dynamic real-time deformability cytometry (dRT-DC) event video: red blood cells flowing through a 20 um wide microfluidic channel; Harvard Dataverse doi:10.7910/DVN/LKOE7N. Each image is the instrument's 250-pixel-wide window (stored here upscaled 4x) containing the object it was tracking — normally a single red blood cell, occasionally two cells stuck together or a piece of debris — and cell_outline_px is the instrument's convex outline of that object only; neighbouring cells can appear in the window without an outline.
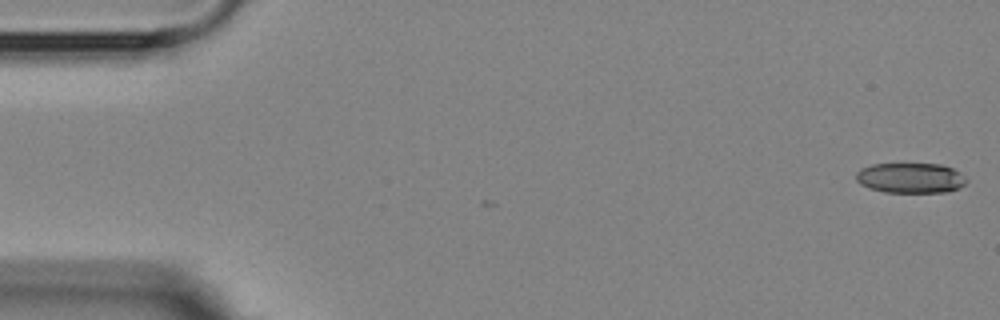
{"species": "Egyptian fruit bat (a non-hibernating species)", "species_latin": "Rousettus aegyptiacus", "temperature_condition": "room temperature", "stored_images_in_passage": 6, "camera_frame_rate_fps": 3000, "um_per_image_px": 0.085, "animal": {"sex": "female"}, "frame": {"image": 1, "passage_image": 1, "time_ms": 0.0, "image_size_px": [1000, 320], "cell_outline_px": [[968, 180], [960, 188], [944, 192], [884, 192], [868, 188], [860, 184], [856, 180], [856, 172], [860, 168], [872, 164], [940, 164], [952, 168], [960, 172]], "centroid_in_image_um": [77.38, 15.12], "position_along_channel_um": 7.6, "area_um2": 19.54}}
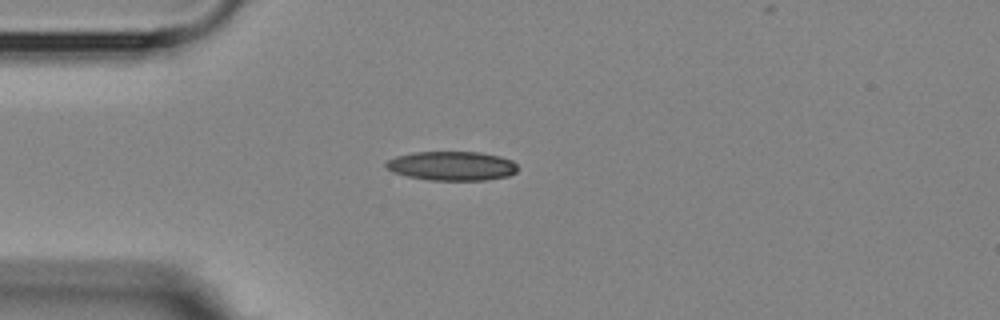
{"frame": {"image": 2, "passage_image": 5, "time_ms": 4.333, "image_size_px": [1000, 320], "cell_outline_px": [[516, 172], [508, 176], [484, 180], [428, 180], [408, 176], [392, 172], [384, 164], [388, 160], [396, 156], [412, 152], [480, 152], [500, 156], [512, 160], [516, 164]], "centroid_in_image_um": [38.4, 14.1], "position_along_channel_um": 46.6, "area_um2": 22.37}}